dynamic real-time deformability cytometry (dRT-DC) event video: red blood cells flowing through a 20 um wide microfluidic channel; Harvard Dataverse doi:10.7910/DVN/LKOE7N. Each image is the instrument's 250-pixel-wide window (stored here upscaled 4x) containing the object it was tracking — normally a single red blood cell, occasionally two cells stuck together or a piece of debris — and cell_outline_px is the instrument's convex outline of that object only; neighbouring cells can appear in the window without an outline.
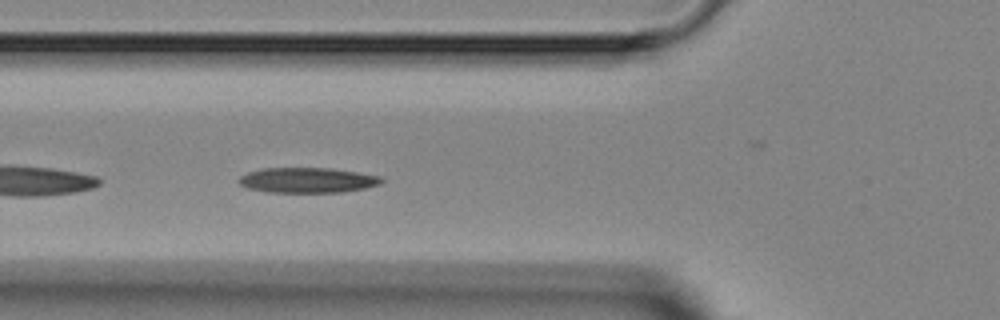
{"species": "Egyptian fruit bat (a non-hibernating species)", "species_latin": "Rousettus aegyptiacus", "temperature_condition": "room temperature", "stored_images_in_passage": 5, "camera_frame_rate_fps": 3000, "um_per_image_px": 0.085, "animal": {"sex": "female"}, "frame": {"image": 1, "passage_image": 4, "time_ms": 3.333, "image_size_px": [1000, 320], "cell_outline_px": [[384, 180], [380, 184], [364, 188], [340, 192], [268, 192], [248, 188], [240, 184], [236, 180], [240, 176], [248, 172], [264, 168], [328, 168], [356, 172], [380, 176]], "centroid_in_image_um": [26.1, 15.31], "position_along_channel_um": 99.7, "area_um2": 20.81}}